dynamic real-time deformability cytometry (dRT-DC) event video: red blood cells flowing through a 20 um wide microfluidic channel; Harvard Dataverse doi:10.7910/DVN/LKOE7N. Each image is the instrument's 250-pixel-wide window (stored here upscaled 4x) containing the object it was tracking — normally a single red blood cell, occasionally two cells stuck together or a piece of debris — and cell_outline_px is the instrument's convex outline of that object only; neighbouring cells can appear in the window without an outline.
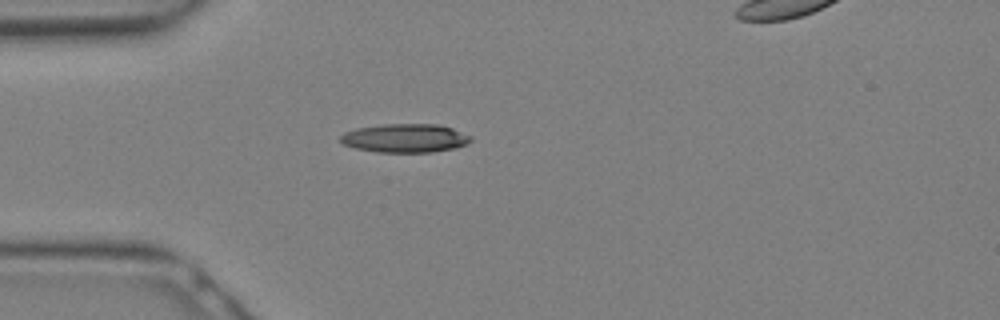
{"species": "Egyptian fruit bat (a non-hibernating species)", "species_latin": "Rousettus aegyptiacus", "temperature_condition": "warm", "stored_images_in_passage": 23, "segment_of_instrument_passage": [1, 2], "camera_frame_rate_fps": 3000, "um_per_image_px": 0.085, "animal": {"sex": "female"}, "frame": {"image": 1, "passage_image": 1, "time_ms": 0.0, "image_size_px": [1000, 320], "cell_outline_px": [[472, 140], [468, 144], [456, 148], [432, 152], [376, 152], [356, 148], [344, 144], [340, 140], [340, 136], [344, 132], [356, 128], [384, 124], [440, 124], [452, 128], [472, 136]], "centroid_in_image_um": [34.47, 11.74], "position_along_channel_um": 50.5, "area_um2": 21.91}}
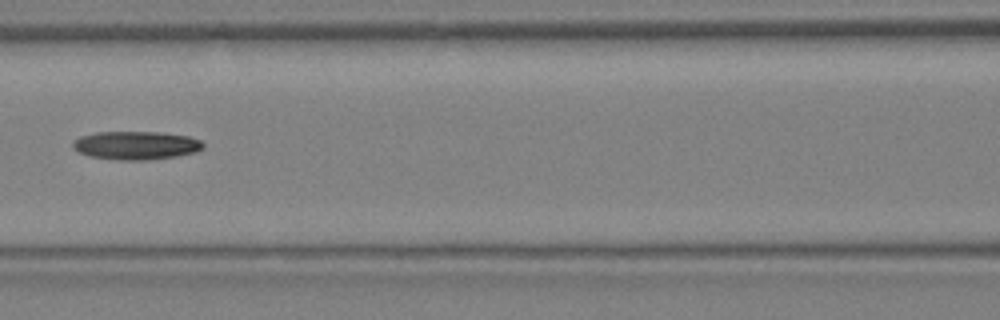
{"frame": {"image": 2, "passage_image": 6, "time_ms": 1.667, "image_size_px": [1000, 320], "cell_outline_px": [[204, 148], [196, 152], [176, 156], [148, 160], [120, 160], [88, 156], [72, 148], [72, 140], [80, 136], [96, 132], [160, 132], [188, 136], [200, 140], [204, 144]], "centroid_in_image_um": [11.54, 12.35], "position_along_channel_um": 155.1, "area_um2": 21.68}}
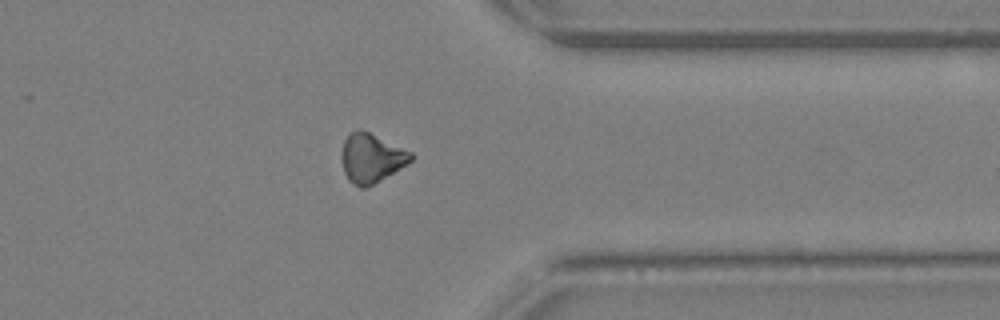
{"frame": {"image": 3, "passage_image": 16, "time_ms": 5.0, "image_size_px": [1000, 320], "cell_outline_px": [[412, 160], [408, 164], [372, 184], [364, 188], [360, 188], [352, 184], [348, 180], [344, 172], [340, 156], [340, 152], [344, 140], [356, 128], [360, 128], [412, 152]], "centroid_in_image_um": [31.52, 13.43], "position_along_channel_um": 379.9, "area_um2": 19.83}}